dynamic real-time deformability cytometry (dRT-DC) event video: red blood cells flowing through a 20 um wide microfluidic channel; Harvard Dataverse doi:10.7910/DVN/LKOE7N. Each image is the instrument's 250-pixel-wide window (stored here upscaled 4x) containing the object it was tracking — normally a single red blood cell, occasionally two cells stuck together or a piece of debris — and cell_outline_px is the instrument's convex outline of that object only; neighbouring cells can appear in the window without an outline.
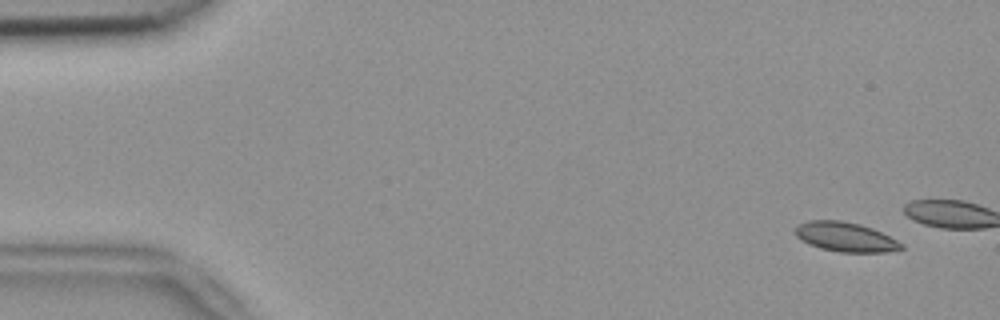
{"species": "common noctule bat (a hibernating species)", "species_latin": "Nyctalus noctula", "temperature_condition": "room temperature", "stored_images_in_passage": 13, "camera_frame_rate_fps": 3000, "um_per_image_px": 0.085, "animal": {"sex": "female", "body_mass_g": 18.4}, "frame": {"image": 1, "passage_image": 4, "time_ms": 1.0, "image_size_px": [1000, 320], "cell_outline_px": [[904, 248], [888, 252], [840, 252], [820, 248], [808, 244], [800, 240], [796, 236], [796, 224], [808, 220], [840, 220], [860, 224], [872, 228], [904, 244]], "centroid_in_image_um": [71.84, 20.14], "position_along_channel_um": 13.2, "area_um2": 18.26}}